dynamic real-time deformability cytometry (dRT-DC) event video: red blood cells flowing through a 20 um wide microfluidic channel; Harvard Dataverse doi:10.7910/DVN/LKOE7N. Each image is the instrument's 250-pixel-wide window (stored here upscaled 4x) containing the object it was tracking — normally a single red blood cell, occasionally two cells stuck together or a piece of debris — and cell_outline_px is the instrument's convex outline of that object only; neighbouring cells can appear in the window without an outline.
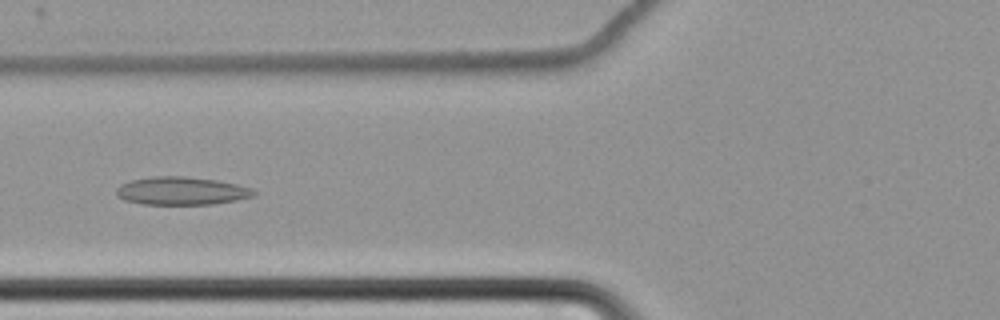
{"species": "common noctule bat (a hibernating species)", "species_latin": "Nyctalus noctula", "temperature_condition": "cold", "stored_images_in_passage": 26, "camera_frame_rate_fps": 3000, "um_per_image_px": 0.085, "animal": {"sex": "female", "body_mass_g": 22.7, "forearm_length_mm": 54.2}, "frame": {"image": 1, "passage_image": 4, "time_ms": 1.0, "image_size_px": [1000, 320], "cell_outline_px": [[240, 196], [228, 200], [196, 204], [156, 204], [132, 200], [140, 180], [204, 180], [224, 184]], "centroid_in_image_um": [15.49, 16.32], "position_along_channel_um": 110.3, "area_um2": 15.37}}
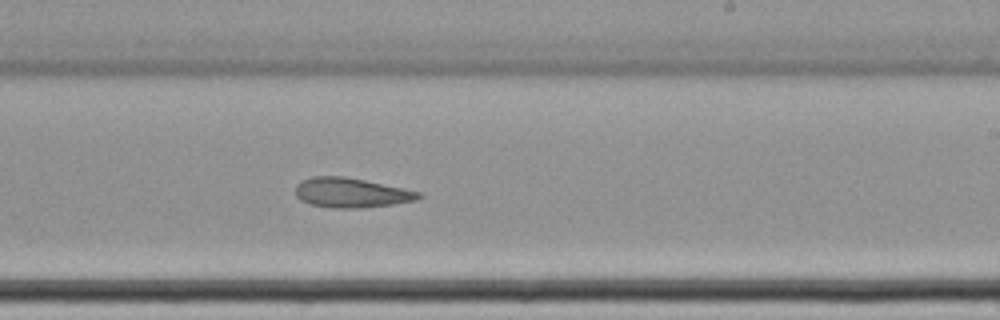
{"frame": {"image": 2, "passage_image": 17, "time_ms": 5.333, "image_size_px": [1000, 320], "cell_outline_px": [[416, 196], [404, 200], [380, 204], [316, 204], [300, 196], [308, 180], [356, 180], [376, 184], [412, 192]], "centroid_in_image_um": [29.9, 16.38], "position_along_channel_um": 259.1, "area_um2": 15.55}}
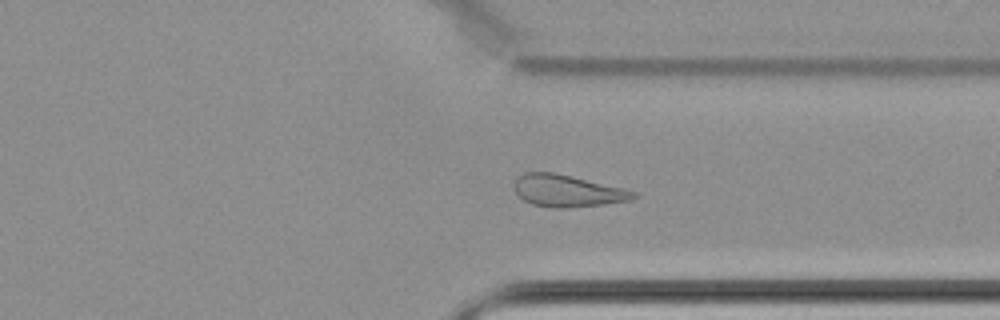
{"frame": {"image": 3, "passage_image": 26, "time_ms": 8.333, "image_size_px": [1000, 320], "cell_outline_px": [[616, 200], [592, 204], [536, 204], [528, 200], [524, 196], [540, 172], [544, 172], [564, 176], [580, 180], [608, 188]], "centroid_in_image_um": [48.11, 16.24], "position_along_channel_um": 363.3, "area_um2": 14.57}}